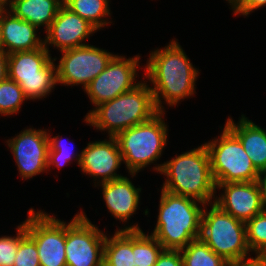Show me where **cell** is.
I'll return each instance as SVG.
<instances>
[{
    "label": "cell",
    "instance_id": "cell-16",
    "mask_svg": "<svg viewBox=\"0 0 266 266\" xmlns=\"http://www.w3.org/2000/svg\"><path fill=\"white\" fill-rule=\"evenodd\" d=\"M216 189L224 193L218 194L214 203L238 220L246 223L264 211L257 181L217 183Z\"/></svg>",
    "mask_w": 266,
    "mask_h": 266
},
{
    "label": "cell",
    "instance_id": "cell-10",
    "mask_svg": "<svg viewBox=\"0 0 266 266\" xmlns=\"http://www.w3.org/2000/svg\"><path fill=\"white\" fill-rule=\"evenodd\" d=\"M25 224L27 234L35 241L40 266H67L66 222L42 210L30 208Z\"/></svg>",
    "mask_w": 266,
    "mask_h": 266
},
{
    "label": "cell",
    "instance_id": "cell-20",
    "mask_svg": "<svg viewBox=\"0 0 266 266\" xmlns=\"http://www.w3.org/2000/svg\"><path fill=\"white\" fill-rule=\"evenodd\" d=\"M62 5L63 0H12L6 7L16 17L46 31Z\"/></svg>",
    "mask_w": 266,
    "mask_h": 266
},
{
    "label": "cell",
    "instance_id": "cell-32",
    "mask_svg": "<svg viewBox=\"0 0 266 266\" xmlns=\"http://www.w3.org/2000/svg\"><path fill=\"white\" fill-rule=\"evenodd\" d=\"M229 266H266V256L256 255L248 259L229 264Z\"/></svg>",
    "mask_w": 266,
    "mask_h": 266
},
{
    "label": "cell",
    "instance_id": "cell-31",
    "mask_svg": "<svg viewBox=\"0 0 266 266\" xmlns=\"http://www.w3.org/2000/svg\"><path fill=\"white\" fill-rule=\"evenodd\" d=\"M154 266H183L180 250H163Z\"/></svg>",
    "mask_w": 266,
    "mask_h": 266
},
{
    "label": "cell",
    "instance_id": "cell-23",
    "mask_svg": "<svg viewBox=\"0 0 266 266\" xmlns=\"http://www.w3.org/2000/svg\"><path fill=\"white\" fill-rule=\"evenodd\" d=\"M109 2L110 0H63L68 9L89 21L98 30L112 23L107 20L111 16Z\"/></svg>",
    "mask_w": 266,
    "mask_h": 266
},
{
    "label": "cell",
    "instance_id": "cell-26",
    "mask_svg": "<svg viewBox=\"0 0 266 266\" xmlns=\"http://www.w3.org/2000/svg\"><path fill=\"white\" fill-rule=\"evenodd\" d=\"M247 244L255 255L266 256V211L246 223Z\"/></svg>",
    "mask_w": 266,
    "mask_h": 266
},
{
    "label": "cell",
    "instance_id": "cell-4",
    "mask_svg": "<svg viewBox=\"0 0 266 266\" xmlns=\"http://www.w3.org/2000/svg\"><path fill=\"white\" fill-rule=\"evenodd\" d=\"M160 194L157 223L151 235L161 243L164 250H181L194 239L200 238L205 204L163 189Z\"/></svg>",
    "mask_w": 266,
    "mask_h": 266
},
{
    "label": "cell",
    "instance_id": "cell-34",
    "mask_svg": "<svg viewBox=\"0 0 266 266\" xmlns=\"http://www.w3.org/2000/svg\"><path fill=\"white\" fill-rule=\"evenodd\" d=\"M8 78V54L0 49V82Z\"/></svg>",
    "mask_w": 266,
    "mask_h": 266
},
{
    "label": "cell",
    "instance_id": "cell-18",
    "mask_svg": "<svg viewBox=\"0 0 266 266\" xmlns=\"http://www.w3.org/2000/svg\"><path fill=\"white\" fill-rule=\"evenodd\" d=\"M97 186L102 188L103 200L111 216L127 223L131 216L136 214L141 188H136L129 178L122 176Z\"/></svg>",
    "mask_w": 266,
    "mask_h": 266
},
{
    "label": "cell",
    "instance_id": "cell-15",
    "mask_svg": "<svg viewBox=\"0 0 266 266\" xmlns=\"http://www.w3.org/2000/svg\"><path fill=\"white\" fill-rule=\"evenodd\" d=\"M97 31L98 29L89 21L81 18L63 4L46 30L44 46L50 51L49 45H51L60 52L77 48L87 45L86 39Z\"/></svg>",
    "mask_w": 266,
    "mask_h": 266
},
{
    "label": "cell",
    "instance_id": "cell-12",
    "mask_svg": "<svg viewBox=\"0 0 266 266\" xmlns=\"http://www.w3.org/2000/svg\"><path fill=\"white\" fill-rule=\"evenodd\" d=\"M139 67H141L140 55L127 59L116 54L106 68L89 83L84 92L96 108L138 85L139 82L137 79L135 81V78Z\"/></svg>",
    "mask_w": 266,
    "mask_h": 266
},
{
    "label": "cell",
    "instance_id": "cell-13",
    "mask_svg": "<svg viewBox=\"0 0 266 266\" xmlns=\"http://www.w3.org/2000/svg\"><path fill=\"white\" fill-rule=\"evenodd\" d=\"M11 138L6 143L22 179L27 180L48 171L47 130L30 127Z\"/></svg>",
    "mask_w": 266,
    "mask_h": 266
},
{
    "label": "cell",
    "instance_id": "cell-6",
    "mask_svg": "<svg viewBox=\"0 0 266 266\" xmlns=\"http://www.w3.org/2000/svg\"><path fill=\"white\" fill-rule=\"evenodd\" d=\"M205 204L200 238L229 264L250 258L245 222L223 211L214 202Z\"/></svg>",
    "mask_w": 266,
    "mask_h": 266
},
{
    "label": "cell",
    "instance_id": "cell-17",
    "mask_svg": "<svg viewBox=\"0 0 266 266\" xmlns=\"http://www.w3.org/2000/svg\"><path fill=\"white\" fill-rule=\"evenodd\" d=\"M38 28L16 17L7 7L0 8V49L6 54L33 51L44 45Z\"/></svg>",
    "mask_w": 266,
    "mask_h": 266
},
{
    "label": "cell",
    "instance_id": "cell-28",
    "mask_svg": "<svg viewBox=\"0 0 266 266\" xmlns=\"http://www.w3.org/2000/svg\"><path fill=\"white\" fill-rule=\"evenodd\" d=\"M16 236L0 237V266H14L20 241L27 235L25 224L16 227Z\"/></svg>",
    "mask_w": 266,
    "mask_h": 266
},
{
    "label": "cell",
    "instance_id": "cell-14",
    "mask_svg": "<svg viewBox=\"0 0 266 266\" xmlns=\"http://www.w3.org/2000/svg\"><path fill=\"white\" fill-rule=\"evenodd\" d=\"M123 162L122 154L114 137L102 141L89 142L81 150L79 167L81 171L93 177L94 185L118 179L123 175L117 174ZM97 178L99 180H97ZM97 180V181H96ZM99 181V182H98Z\"/></svg>",
    "mask_w": 266,
    "mask_h": 266
},
{
    "label": "cell",
    "instance_id": "cell-35",
    "mask_svg": "<svg viewBox=\"0 0 266 266\" xmlns=\"http://www.w3.org/2000/svg\"><path fill=\"white\" fill-rule=\"evenodd\" d=\"M12 0H0V6L6 7Z\"/></svg>",
    "mask_w": 266,
    "mask_h": 266
},
{
    "label": "cell",
    "instance_id": "cell-9",
    "mask_svg": "<svg viewBox=\"0 0 266 266\" xmlns=\"http://www.w3.org/2000/svg\"><path fill=\"white\" fill-rule=\"evenodd\" d=\"M106 234L92 224L85 212L75 214L66 223L67 266H103Z\"/></svg>",
    "mask_w": 266,
    "mask_h": 266
},
{
    "label": "cell",
    "instance_id": "cell-33",
    "mask_svg": "<svg viewBox=\"0 0 266 266\" xmlns=\"http://www.w3.org/2000/svg\"><path fill=\"white\" fill-rule=\"evenodd\" d=\"M257 182L261 191L262 205L266 211V169L259 171Z\"/></svg>",
    "mask_w": 266,
    "mask_h": 266
},
{
    "label": "cell",
    "instance_id": "cell-36",
    "mask_svg": "<svg viewBox=\"0 0 266 266\" xmlns=\"http://www.w3.org/2000/svg\"><path fill=\"white\" fill-rule=\"evenodd\" d=\"M230 4V7L237 1V0H226Z\"/></svg>",
    "mask_w": 266,
    "mask_h": 266
},
{
    "label": "cell",
    "instance_id": "cell-25",
    "mask_svg": "<svg viewBox=\"0 0 266 266\" xmlns=\"http://www.w3.org/2000/svg\"><path fill=\"white\" fill-rule=\"evenodd\" d=\"M25 100L28 99L17 82L9 78L0 82V115L11 116L19 113Z\"/></svg>",
    "mask_w": 266,
    "mask_h": 266
},
{
    "label": "cell",
    "instance_id": "cell-8",
    "mask_svg": "<svg viewBox=\"0 0 266 266\" xmlns=\"http://www.w3.org/2000/svg\"><path fill=\"white\" fill-rule=\"evenodd\" d=\"M205 146L215 184L257 181L259 172L239 139L225 125L222 134L205 142Z\"/></svg>",
    "mask_w": 266,
    "mask_h": 266
},
{
    "label": "cell",
    "instance_id": "cell-24",
    "mask_svg": "<svg viewBox=\"0 0 266 266\" xmlns=\"http://www.w3.org/2000/svg\"><path fill=\"white\" fill-rule=\"evenodd\" d=\"M180 251L183 266H229V263L212 251L201 238L194 239Z\"/></svg>",
    "mask_w": 266,
    "mask_h": 266
},
{
    "label": "cell",
    "instance_id": "cell-19",
    "mask_svg": "<svg viewBox=\"0 0 266 266\" xmlns=\"http://www.w3.org/2000/svg\"><path fill=\"white\" fill-rule=\"evenodd\" d=\"M225 126L239 139L256 170L259 172L266 169V130L244 114L238 123L229 117Z\"/></svg>",
    "mask_w": 266,
    "mask_h": 266
},
{
    "label": "cell",
    "instance_id": "cell-29",
    "mask_svg": "<svg viewBox=\"0 0 266 266\" xmlns=\"http://www.w3.org/2000/svg\"><path fill=\"white\" fill-rule=\"evenodd\" d=\"M14 266H40L36 243L28 234L19 243Z\"/></svg>",
    "mask_w": 266,
    "mask_h": 266
},
{
    "label": "cell",
    "instance_id": "cell-7",
    "mask_svg": "<svg viewBox=\"0 0 266 266\" xmlns=\"http://www.w3.org/2000/svg\"><path fill=\"white\" fill-rule=\"evenodd\" d=\"M56 59L44 45L8 54V78L20 85L28 100L45 98L57 85Z\"/></svg>",
    "mask_w": 266,
    "mask_h": 266
},
{
    "label": "cell",
    "instance_id": "cell-1",
    "mask_svg": "<svg viewBox=\"0 0 266 266\" xmlns=\"http://www.w3.org/2000/svg\"><path fill=\"white\" fill-rule=\"evenodd\" d=\"M150 52L143 78L153 84L150 88L159 112H165L162 104L173 107L193 97L199 69L193 66L181 45L173 39L164 48Z\"/></svg>",
    "mask_w": 266,
    "mask_h": 266
},
{
    "label": "cell",
    "instance_id": "cell-21",
    "mask_svg": "<svg viewBox=\"0 0 266 266\" xmlns=\"http://www.w3.org/2000/svg\"><path fill=\"white\" fill-rule=\"evenodd\" d=\"M106 235L103 266H133V229H117Z\"/></svg>",
    "mask_w": 266,
    "mask_h": 266
},
{
    "label": "cell",
    "instance_id": "cell-30",
    "mask_svg": "<svg viewBox=\"0 0 266 266\" xmlns=\"http://www.w3.org/2000/svg\"><path fill=\"white\" fill-rule=\"evenodd\" d=\"M263 6H266V0H237L231 8L234 15L247 16Z\"/></svg>",
    "mask_w": 266,
    "mask_h": 266
},
{
    "label": "cell",
    "instance_id": "cell-27",
    "mask_svg": "<svg viewBox=\"0 0 266 266\" xmlns=\"http://www.w3.org/2000/svg\"><path fill=\"white\" fill-rule=\"evenodd\" d=\"M48 130V141H49V150H48V171L51 170V166L57 167L60 169L65 166V164H70V162L75 158L77 160V164L79 165L80 161V153H73V147L69 149L67 146L68 143H64L62 137L60 135L51 137ZM50 168V169H49Z\"/></svg>",
    "mask_w": 266,
    "mask_h": 266
},
{
    "label": "cell",
    "instance_id": "cell-11",
    "mask_svg": "<svg viewBox=\"0 0 266 266\" xmlns=\"http://www.w3.org/2000/svg\"><path fill=\"white\" fill-rule=\"evenodd\" d=\"M107 51L91 44L62 51L56 65L57 84L85 89L116 55Z\"/></svg>",
    "mask_w": 266,
    "mask_h": 266
},
{
    "label": "cell",
    "instance_id": "cell-5",
    "mask_svg": "<svg viewBox=\"0 0 266 266\" xmlns=\"http://www.w3.org/2000/svg\"><path fill=\"white\" fill-rule=\"evenodd\" d=\"M164 114L159 112L149 121L123 130L114 137L126 170L132 178L162 156L168 143V126L164 122Z\"/></svg>",
    "mask_w": 266,
    "mask_h": 266
},
{
    "label": "cell",
    "instance_id": "cell-2",
    "mask_svg": "<svg viewBox=\"0 0 266 266\" xmlns=\"http://www.w3.org/2000/svg\"><path fill=\"white\" fill-rule=\"evenodd\" d=\"M155 165L153 170L166 177L161 189L194 198L207 205L214 202L216 184L205 144L176 155L162 164L156 162Z\"/></svg>",
    "mask_w": 266,
    "mask_h": 266
},
{
    "label": "cell",
    "instance_id": "cell-3",
    "mask_svg": "<svg viewBox=\"0 0 266 266\" xmlns=\"http://www.w3.org/2000/svg\"><path fill=\"white\" fill-rule=\"evenodd\" d=\"M142 81L132 90L93 107L85 115L84 122L96 130L108 132L107 137H115L123 130L149 121L159 110L147 81Z\"/></svg>",
    "mask_w": 266,
    "mask_h": 266
},
{
    "label": "cell",
    "instance_id": "cell-22",
    "mask_svg": "<svg viewBox=\"0 0 266 266\" xmlns=\"http://www.w3.org/2000/svg\"><path fill=\"white\" fill-rule=\"evenodd\" d=\"M122 229H133V260L136 266H154L164 250L153 235L145 234L139 224L128 225Z\"/></svg>",
    "mask_w": 266,
    "mask_h": 266
}]
</instances>
